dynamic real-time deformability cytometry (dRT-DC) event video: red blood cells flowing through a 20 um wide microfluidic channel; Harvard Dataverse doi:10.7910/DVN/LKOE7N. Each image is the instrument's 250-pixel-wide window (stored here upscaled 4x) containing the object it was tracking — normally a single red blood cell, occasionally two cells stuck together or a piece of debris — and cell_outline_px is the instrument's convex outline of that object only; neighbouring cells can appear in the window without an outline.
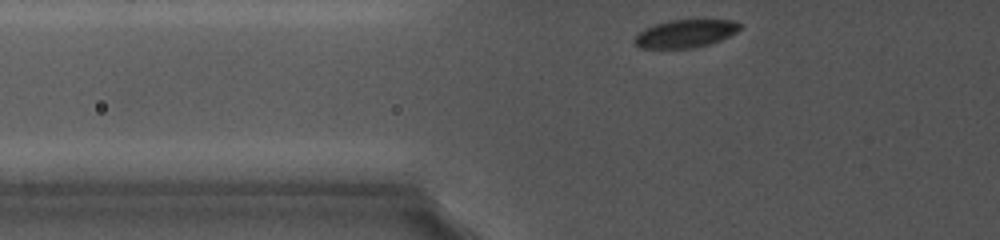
{"species": "common noctule bat (a hibernating species)", "species_latin": "Nyctalus noctula", "temperature_condition": "cold", "stored_images_in_passage": 10, "camera_frame_rate_fps": 5000, "um_per_image_px": 0.085, "animal": {"sex": "female", "body_mass_g": 19.0, "forearm_length_mm": 56.7}, "frame": {"image": 1, "passage_image": 2, "time_ms": 0.2, "image_size_px": [1000, 240], "cell_outline_px": [[744, 24], [736, 32], [720, 40], [708, 44], [692, 48], [640, 48], [636, 44], [636, 32], [644, 28], [668, 20], [732, 20]], "centroid_in_image_um": [58.26, 2.84], "position_along_channel_um": 67.5, "area_um2": 17.05}}
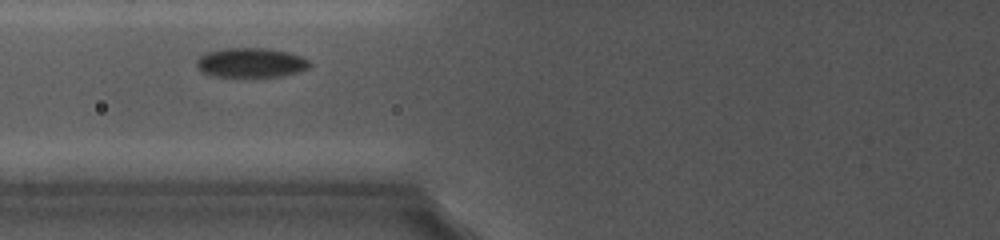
{"frame": {"image": 2, "passage_image": 6, "time_ms": 1.6, "image_size_px": [1000, 240], "cell_outline_px": [[312, 64], [308, 68], [296, 72], [280, 76], [212, 76], [196, 68], [196, 60], [200, 56], [208, 52], [224, 48], [268, 48], [288, 52], [304, 56]], "centroid_in_image_um": [21.34, 5.31], "position_along_channel_um": 104.5, "area_um2": 19.42}}